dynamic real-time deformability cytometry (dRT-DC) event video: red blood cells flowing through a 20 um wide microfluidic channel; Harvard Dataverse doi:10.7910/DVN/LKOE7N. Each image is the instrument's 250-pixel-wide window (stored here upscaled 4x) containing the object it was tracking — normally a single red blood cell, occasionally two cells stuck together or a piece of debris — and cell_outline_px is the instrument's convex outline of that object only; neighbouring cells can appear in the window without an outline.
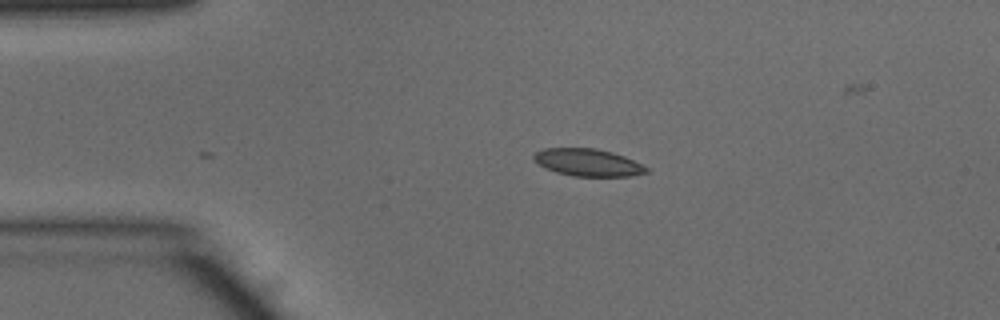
{"species": "common noctule bat (a hibernating species)", "species_latin": "Nyctalus noctula", "temperature_condition": "warm", "stored_images_in_passage": 40, "camera_frame_rate_fps": 3000, "um_per_image_px": 0.085, "animal": {"sex": "male", "body_mass_g": 15.6}, "frame": {"image": 1, "passage_image": 1, "time_ms": 0.0, "image_size_px": [1000, 320], "cell_outline_px": [[648, 172], [632, 176], [576, 176], [556, 172], [544, 168], [532, 160], [532, 156], [536, 152], [544, 148], [596, 148], [612, 152], [624, 156], [648, 168]], "centroid_in_image_um": [49.93, 13.81], "position_along_channel_um": 35.1, "area_um2": 17.92}}
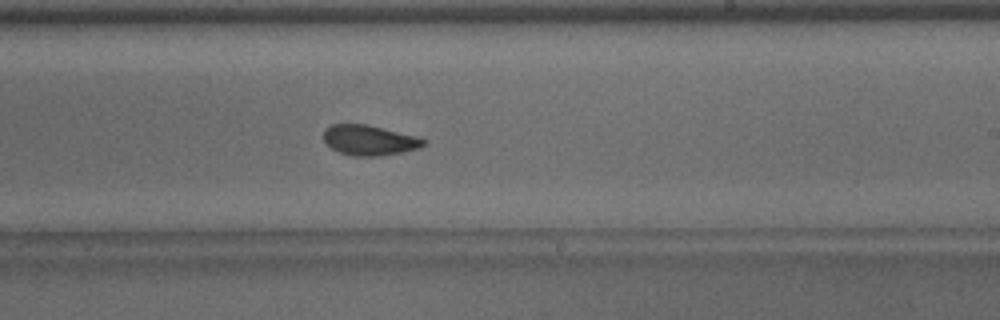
{"frame": {"image": 2, "passage_image": 20, "time_ms": 6.333, "image_size_px": [1000, 320], "cell_outline_px": [[428, 140], [420, 148], [404, 152], [376, 156], [356, 156], [340, 152], [332, 148], [324, 140], [324, 132], [332, 124], [368, 124], [416, 136]], "centroid_in_image_um": [31.44, 11.91], "position_along_channel_um": 257.6, "area_um2": 17.46}}
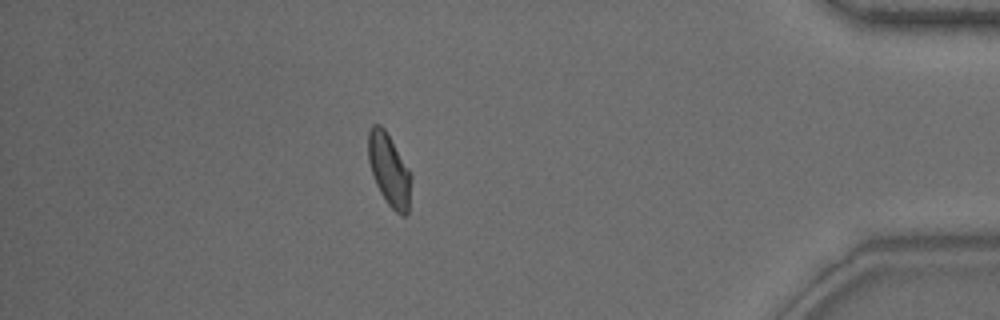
{"frame": {"image": 3, "passage_image": 34, "time_ms": 11.0, "image_size_px": [1000, 320], "cell_outline_px": [[412, 176], [408, 212], [404, 216], [400, 216], [388, 204], [380, 192], [376, 184], [368, 160], [368, 132], [372, 124], [380, 124], [384, 128], [408, 168]], "centroid_in_image_um": [33.08, 14.45], "position_along_channel_um": 402.1, "area_um2": 17.92}, "authors_computed_cell_mechanics": {"area_um2": 18.0625, "velocity_mm_per_s": 4.0529, "shape_relaxation_time_tau1_ms": 3.2033, "shape_relaxation_time_tau2_ms": 1.2556, "deformation_change_tau1": 0.12, "deformation_change_tau2": 0.0601}}